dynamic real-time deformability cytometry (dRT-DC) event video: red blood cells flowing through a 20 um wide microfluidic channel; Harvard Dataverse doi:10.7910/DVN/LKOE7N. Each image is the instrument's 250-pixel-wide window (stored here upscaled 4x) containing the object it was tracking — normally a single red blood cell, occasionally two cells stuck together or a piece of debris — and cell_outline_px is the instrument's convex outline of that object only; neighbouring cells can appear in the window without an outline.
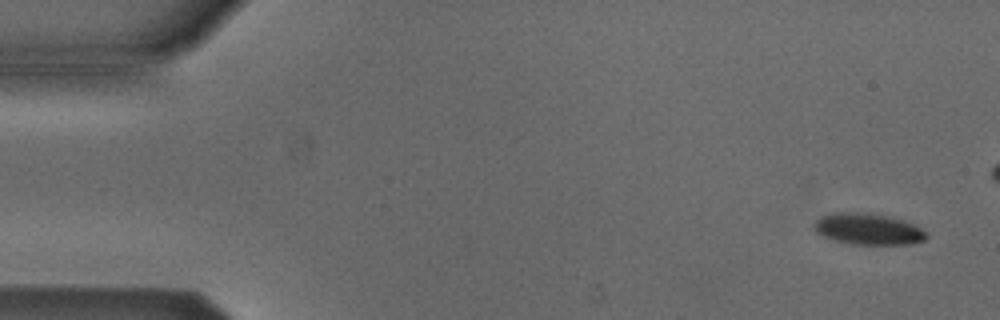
{"species": "Egyptian fruit bat (a non-hibernating species)", "species_latin": "Rousettus aegyptiacus", "temperature_condition": "cold", "stored_images_in_passage": 5, "camera_frame_rate_fps": 3000, "um_per_image_px": 0.085, "animal": {"sex": "male"}, "frame": {"image": 1, "passage_image": 1, "time_ms": 0.0, "image_size_px": [1000, 320], "cell_outline_px": [[928, 236], [924, 240], [912, 244], [852, 244], [836, 240], [824, 236], [816, 232], [816, 220], [820, 216], [832, 212], [872, 212], [900, 220], [912, 224], [920, 228]], "centroid_in_image_um": [73.78, 19.46], "position_along_channel_um": 11.2, "area_um2": 20.23}}